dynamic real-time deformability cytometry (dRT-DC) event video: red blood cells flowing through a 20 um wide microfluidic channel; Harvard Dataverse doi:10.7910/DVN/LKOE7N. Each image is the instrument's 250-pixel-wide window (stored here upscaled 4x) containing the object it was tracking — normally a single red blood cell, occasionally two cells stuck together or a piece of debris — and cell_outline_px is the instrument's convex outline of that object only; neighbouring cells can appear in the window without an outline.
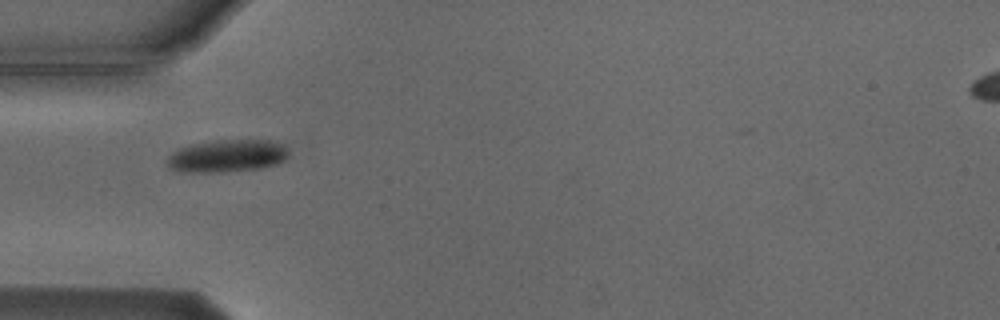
{"species": "Egyptian fruit bat (a non-hibernating species)", "species_latin": "Rousettus aegyptiacus", "temperature_condition": "cold", "stored_images_in_passage": 6, "camera_frame_rate_fps": 3000, "um_per_image_px": 0.085, "animal": {"sex": "male"}, "frame": {"image": 1, "passage_image": 1, "time_ms": 0.0, "image_size_px": [1000, 320], "cell_outline_px": [[288, 152], [284, 160], [276, 164], [260, 168], [224, 172], [180, 172], [172, 168], [168, 164], [168, 156], [172, 152], [180, 148], [192, 144], [216, 140], [276, 140], [284, 144]], "centroid_in_image_um": [19.33, 13.24], "position_along_channel_um": 65.7, "area_um2": 23.0}}
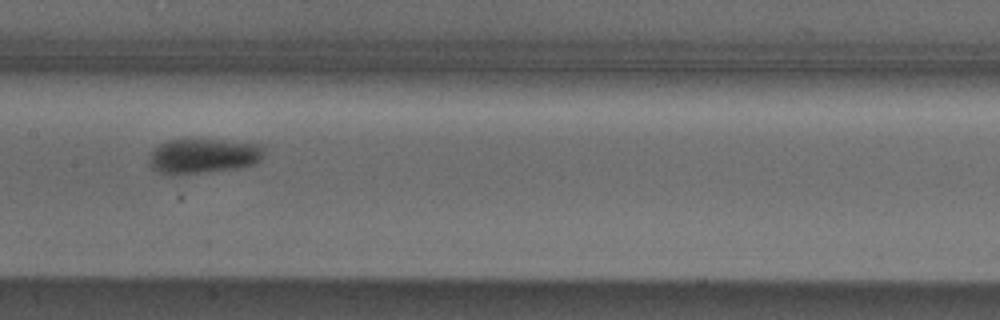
{"frame": {"image": 2, "passage_image": 4, "time_ms": 3.333, "image_size_px": [1000, 320], "cell_outline_px": [[264, 156], [256, 164], [240, 168], [172, 176], [160, 172], [152, 168], [148, 164], [148, 160], [152, 152], [160, 144], [168, 140], [212, 140], [260, 144], [264, 148]], "centroid_in_image_um": [17.28, 13.29], "position_along_channel_um": 190.1, "area_um2": 23.41}}
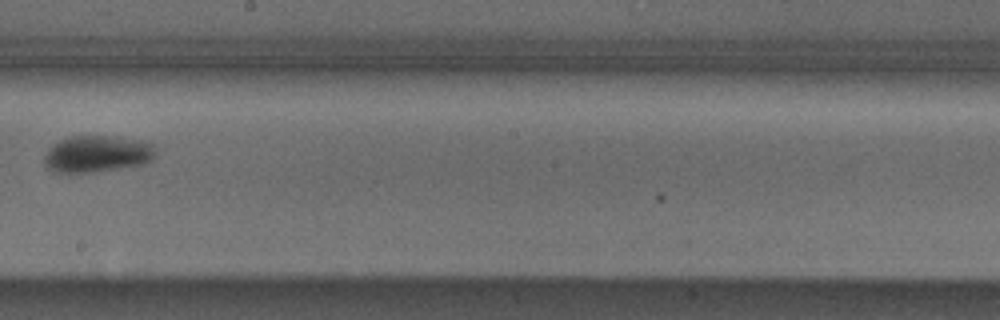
{"frame": {"image": 3, "passage_image": 5, "time_ms": 4.667, "image_size_px": [1000, 320], "cell_outline_px": [[156, 152], [152, 160], [140, 164], [92, 172], [60, 172], [48, 168], [44, 164], [44, 156], [52, 144], [68, 136], [116, 136], [140, 140], [156, 144]], "centroid_in_image_um": [8.27, 13.05], "position_along_channel_um": 239.9, "area_um2": 23.76}}